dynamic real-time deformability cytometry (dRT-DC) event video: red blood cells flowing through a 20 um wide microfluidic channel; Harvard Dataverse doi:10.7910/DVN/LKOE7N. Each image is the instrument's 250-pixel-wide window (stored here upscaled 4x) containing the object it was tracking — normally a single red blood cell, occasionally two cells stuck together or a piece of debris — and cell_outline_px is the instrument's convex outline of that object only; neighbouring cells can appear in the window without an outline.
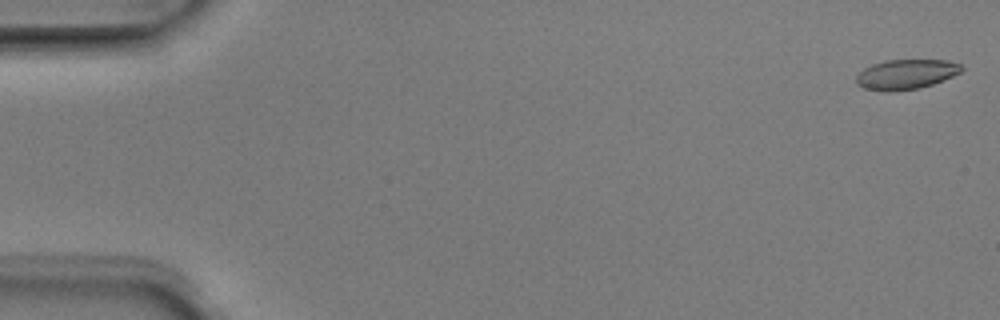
{"species": "Egyptian fruit bat (a non-hibernating species)", "species_latin": "Rousettus aegyptiacus", "temperature_condition": "room temperature", "stored_images_in_passage": 5, "camera_frame_rate_fps": 3000, "um_per_image_px": 0.085, "animal": {"sex": "male"}, "frame": {"image": 1, "passage_image": 1, "time_ms": 0.0, "image_size_px": [1000, 320], "cell_outline_px": [[964, 68], [960, 72], [952, 76], [932, 84], [920, 88], [892, 92], [884, 92], [864, 88], [856, 84], [856, 76], [864, 68], [872, 64], [884, 60], [948, 60], [960, 64]], "centroid_in_image_um": [76.98, 6.32], "position_along_channel_um": 8.0, "area_um2": 18.44}}